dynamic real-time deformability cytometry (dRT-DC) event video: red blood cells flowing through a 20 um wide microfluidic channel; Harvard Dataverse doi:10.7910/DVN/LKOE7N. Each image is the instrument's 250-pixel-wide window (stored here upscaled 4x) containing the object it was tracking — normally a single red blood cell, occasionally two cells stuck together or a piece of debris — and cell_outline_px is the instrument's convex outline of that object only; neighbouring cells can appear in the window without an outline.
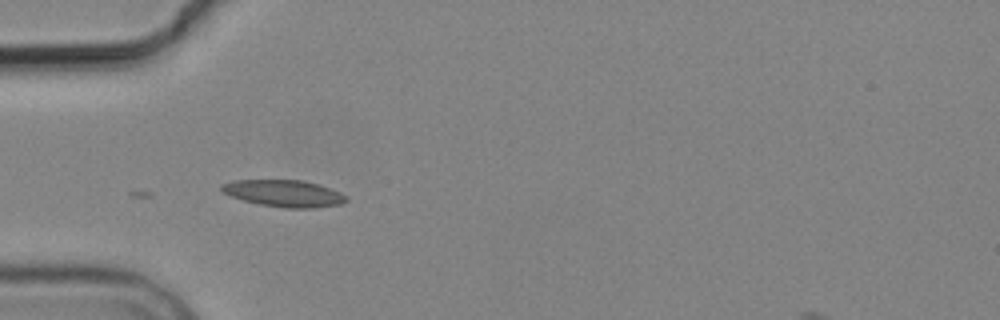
{"species": "common noctule bat (a hibernating species)", "species_latin": "Nyctalus noctula", "temperature_condition": "cold", "stored_images_in_passage": 5, "camera_frame_rate_fps": 3000, "um_per_image_px": 0.085, "animal": {"sex": "male", "body_mass_g": 19.2, "forearm_length_mm": 51.8}, "frame": {"image": 1, "passage_image": 4, "time_ms": 4.667, "image_size_px": [1000, 320], "cell_outline_px": [[348, 200], [340, 204], [312, 208], [284, 208], [260, 204], [244, 200], [232, 196], [224, 192], [220, 188], [220, 184], [232, 180], [304, 180], [320, 184], [340, 192], [348, 196]], "centroid_in_image_um": [24.17, 16.43], "position_along_channel_um": 60.8, "area_um2": 19.54}}
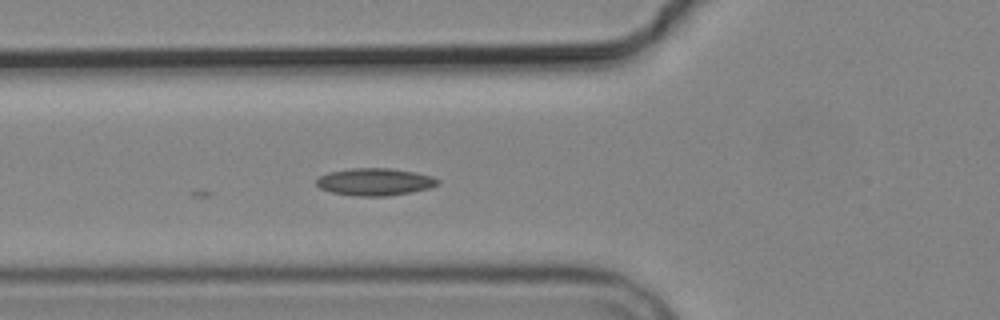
{"frame": {"image": 2, "passage_image": 5, "time_ms": 5.667, "image_size_px": [1000, 320], "cell_outline_px": [[440, 184], [428, 188], [412, 192], [388, 196], [356, 196], [332, 192], [320, 188], [316, 184], [316, 180], [320, 176], [328, 172], [352, 168], [392, 168], [416, 172], [432, 176], [440, 180]], "centroid_in_image_um": [31.89, 15.45], "position_along_channel_um": 93.9, "area_um2": 19.42}}